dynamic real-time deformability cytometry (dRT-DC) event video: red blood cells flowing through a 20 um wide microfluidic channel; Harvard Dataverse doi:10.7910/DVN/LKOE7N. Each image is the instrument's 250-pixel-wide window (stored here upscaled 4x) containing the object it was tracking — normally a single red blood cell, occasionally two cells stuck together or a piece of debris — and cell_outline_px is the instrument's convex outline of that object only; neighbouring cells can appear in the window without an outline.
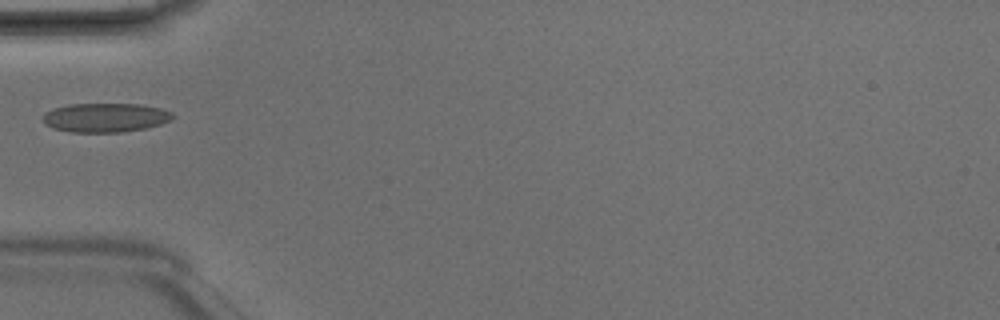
{"species": "Egyptian fruit bat (a non-hibernating species)", "species_latin": "Rousettus aegyptiacus", "temperature_condition": "room temperature", "stored_images_in_passage": 5, "camera_frame_rate_fps": 3000, "um_per_image_px": 0.085, "animal": {"sex": "male"}, "frame": {"image": 1, "passage_image": 5, "time_ms": 1.333, "image_size_px": [1000, 320], "cell_outline_px": [[176, 116], [172, 120], [148, 128], [124, 132], [68, 132], [52, 128], [44, 124], [44, 112], [52, 108], [68, 104], [140, 104], [160, 108], [172, 112]], "centroid_in_image_um": [8.96, 10.0], "position_along_channel_um": 76.0, "area_um2": 22.31}}